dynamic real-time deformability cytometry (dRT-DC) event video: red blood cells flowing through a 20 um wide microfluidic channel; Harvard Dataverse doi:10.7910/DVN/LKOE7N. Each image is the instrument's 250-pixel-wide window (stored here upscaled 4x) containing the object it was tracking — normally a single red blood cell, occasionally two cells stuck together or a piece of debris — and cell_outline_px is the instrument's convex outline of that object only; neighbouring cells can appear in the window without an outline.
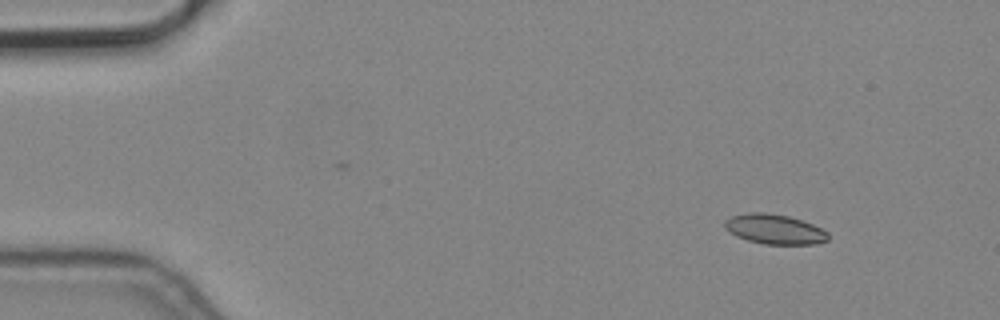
{"species": "common noctule bat (a hibernating species)", "species_latin": "Nyctalus noctula", "temperature_condition": "cold", "stored_images_in_passage": 5, "camera_frame_rate_fps": 3000, "um_per_image_px": 0.085, "animal": {"sex": "male", "body_mass_g": 19.2, "forearm_length_mm": 51.8}, "frame": {"image": 1, "passage_image": 1, "time_ms": 0.0, "image_size_px": [1000, 320], "cell_outline_px": [[828, 240], [816, 244], [764, 244], [748, 240], [736, 236], [724, 228], [724, 220], [732, 216], [748, 212], [764, 212], [788, 216], [812, 224], [828, 232]], "centroid_in_image_um": [65.81, 19.48], "position_along_channel_um": 19.2, "area_um2": 17.92}}
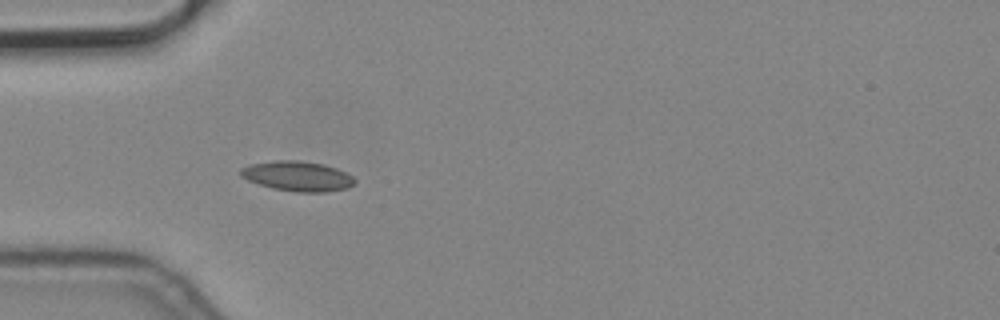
{"frame": {"image": 2, "passage_image": 4, "time_ms": 1.0, "image_size_px": [1000, 320], "cell_outline_px": [[356, 184], [348, 188], [324, 192], [296, 192], [272, 188], [248, 180], [240, 176], [240, 168], [248, 164], [276, 160], [296, 160], [324, 164], [336, 168], [352, 176], [356, 180]], "centroid_in_image_um": [25.29, 14.97], "position_along_channel_um": 59.7, "area_um2": 20.0}}